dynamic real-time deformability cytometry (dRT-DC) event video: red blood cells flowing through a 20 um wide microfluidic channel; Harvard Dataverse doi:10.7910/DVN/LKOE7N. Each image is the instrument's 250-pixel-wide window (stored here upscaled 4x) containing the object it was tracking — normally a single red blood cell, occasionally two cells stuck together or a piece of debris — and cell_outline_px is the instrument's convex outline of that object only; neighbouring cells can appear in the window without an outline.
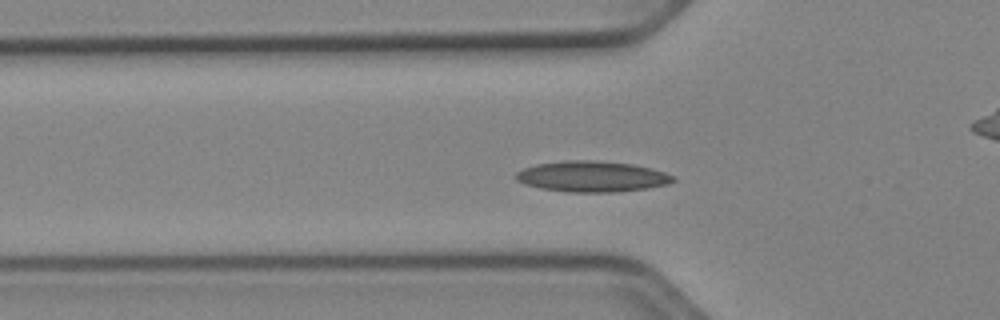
{"species": "Egyptian fruit bat (a non-hibernating species)", "species_latin": "Rousettus aegyptiacus", "temperature_condition": "cold", "stored_images_in_passage": 42, "camera_frame_rate_fps": 3000, "um_per_image_px": 0.085, "animal": {"sex": "female"}, "frame": {"image": 1, "passage_image": 7, "time_ms": 2.0, "image_size_px": [1000, 320], "cell_outline_px": [[676, 180], [668, 184], [648, 188], [616, 192], [568, 192], [540, 188], [524, 184], [516, 180], [516, 172], [524, 168], [536, 164], [564, 160], [592, 160], [632, 164], [664, 172], [676, 176]], "centroid_in_image_um": [50.31, 15.0], "position_along_channel_um": 75.5, "area_um2": 28.26}}
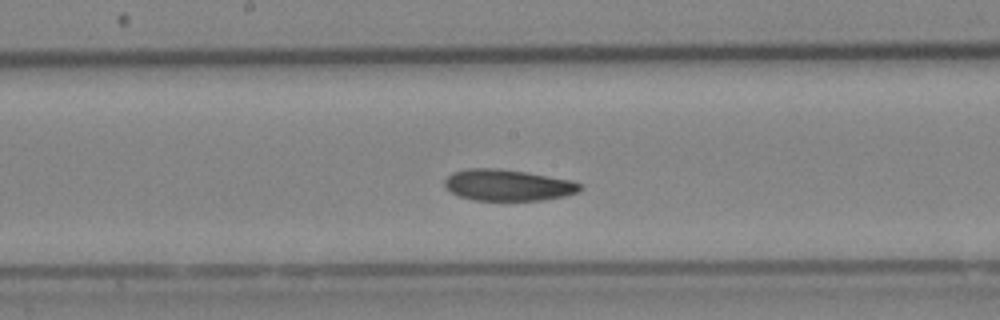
{"frame": {"image": 2, "passage_image": 17, "time_ms": 5.333, "image_size_px": [1000, 320], "cell_outline_px": [[584, 188], [580, 192], [564, 196], [544, 200], [476, 200], [460, 196], [444, 188], [444, 180], [452, 172], [468, 168], [492, 168], [524, 172], [572, 180], [580, 184]], "centroid_in_image_um": [43.17, 15.74], "position_along_channel_um": 205.0, "area_um2": 24.68}}
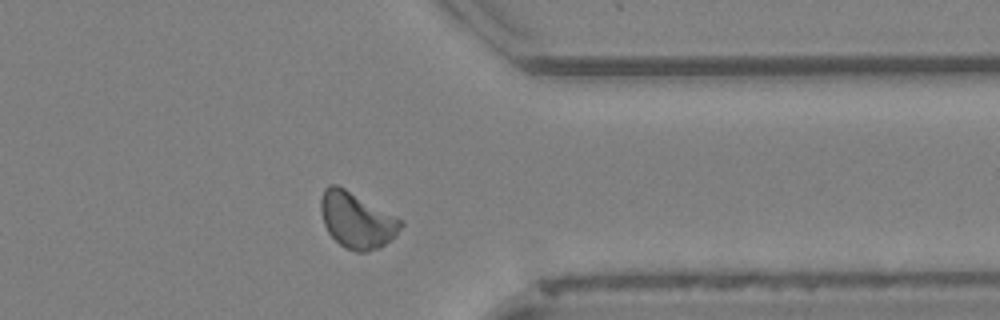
{"frame": {"image": 3, "passage_image": 31, "time_ms": 10.0, "image_size_px": [1000, 320], "cell_outline_px": [[404, 224], [380, 248], [364, 252], [356, 252], [344, 248], [328, 232], [324, 224], [320, 212], [320, 200], [324, 188], [328, 184], [336, 184], [344, 188], [404, 220]], "centroid_in_image_um": [30.29, 18.7], "position_along_channel_um": 381.1, "area_um2": 25.89}, "authors_computed_cell_mechanics": {"area_um2": 24.9985, "velocity_mm_per_s": 3.9012, "shape_relaxation_time_tau1_ms": 9.1243, "shape_relaxation_time_tau2_ms": null, "deformation_change_tau1": 0.1453, "deformation_change_tau2": null}}